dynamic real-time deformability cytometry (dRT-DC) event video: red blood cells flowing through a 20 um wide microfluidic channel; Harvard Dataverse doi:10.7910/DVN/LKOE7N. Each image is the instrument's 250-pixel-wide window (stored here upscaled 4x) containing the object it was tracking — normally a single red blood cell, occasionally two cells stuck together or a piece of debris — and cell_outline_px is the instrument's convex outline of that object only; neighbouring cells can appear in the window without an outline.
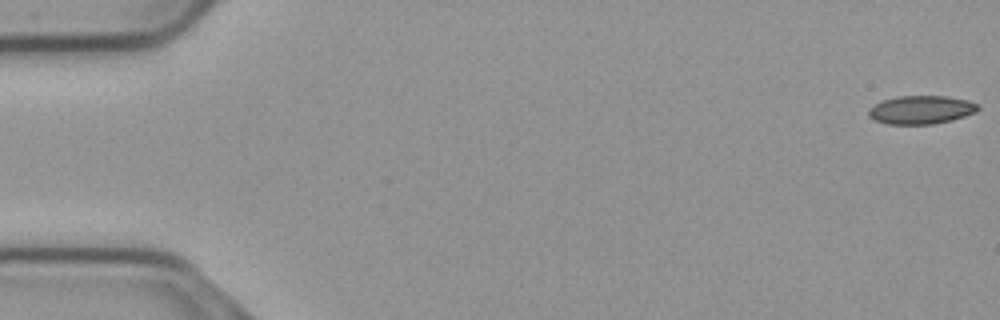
{"species": "common noctule bat (a hibernating species)", "species_latin": "Nyctalus noctula", "temperature_condition": "cold", "stored_images_in_passage": 53, "camera_frame_rate_fps": 3000, "um_per_image_px": 0.085, "animal": {"sex": "male", "body_mass_g": 23.1, "forearm_length_mm": 52.7}, "frame": {"image": 1, "passage_image": 1, "time_ms": 0.0, "image_size_px": [1000, 320], "cell_outline_px": [[980, 108], [976, 112], [952, 120], [932, 124], [888, 124], [876, 120], [868, 116], [868, 108], [884, 100], [896, 96], [948, 96], [968, 100], [980, 104]], "centroid_in_image_um": [78.33, 9.32], "position_along_channel_um": 6.7, "area_um2": 18.15}}
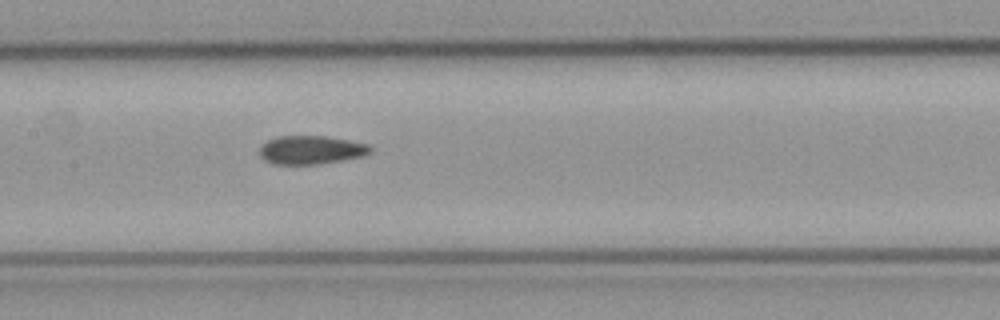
{"frame": {"image": 2, "passage_image": 27, "time_ms": 8.667, "image_size_px": [1000, 320], "cell_outline_px": [[372, 152], [364, 156], [320, 164], [272, 164], [264, 160], [260, 156], [260, 148], [268, 140], [280, 136], [324, 136], [348, 140], [368, 144], [372, 148]], "centroid_in_image_um": [26.46, 12.75], "position_along_channel_um": 180.9, "area_um2": 18.38}}
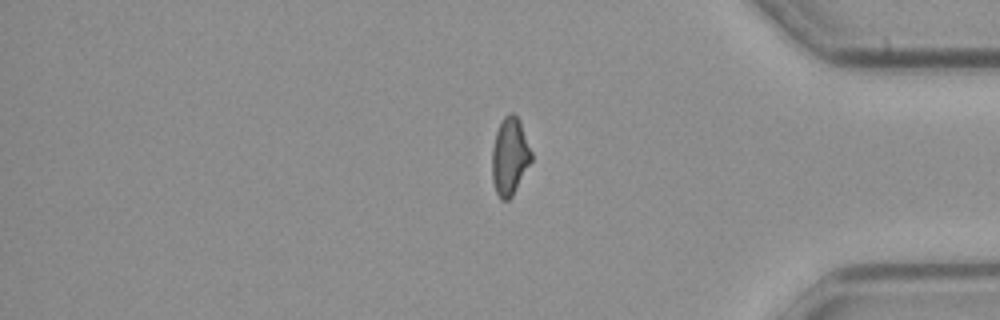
{"frame": {"image": 3, "passage_image": 46, "time_ms": 15.0, "image_size_px": [1000, 320], "cell_outline_px": [[532, 160], [512, 196], [508, 200], [500, 200], [496, 192], [492, 180], [492, 148], [496, 132], [504, 116], [508, 112], [512, 112], [520, 120], [532, 152]], "centroid_in_image_um": [43.33, 13.29], "position_along_channel_um": 391.9, "area_um2": 17.8}}